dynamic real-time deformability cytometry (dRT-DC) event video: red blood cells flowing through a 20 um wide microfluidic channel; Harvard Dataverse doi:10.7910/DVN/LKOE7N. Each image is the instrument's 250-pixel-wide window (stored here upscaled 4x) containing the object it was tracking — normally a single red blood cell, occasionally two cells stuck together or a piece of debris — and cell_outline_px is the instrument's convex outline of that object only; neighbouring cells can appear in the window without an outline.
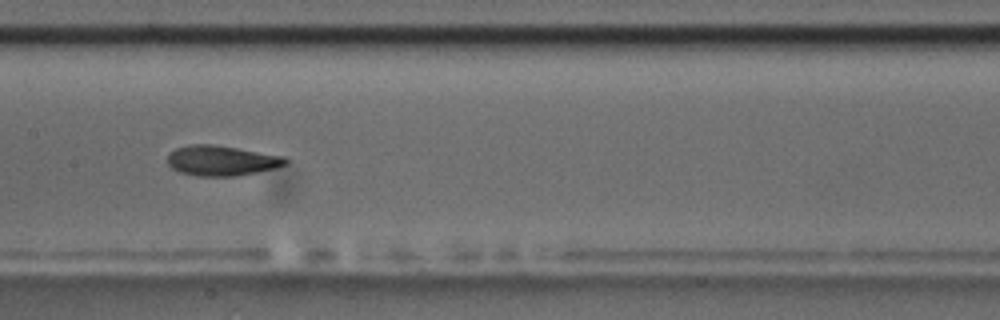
{"species": "common noctule bat (a hibernating species)", "species_latin": "Nyctalus noctula", "temperature_condition": "room temperature", "stored_images_in_passage": 6, "camera_frame_rate_fps": 3000, "um_per_image_px": 0.085, "animal": {"sex": "male", "body_mass_g": 17.5, "forearm_length_mm": 52.3}, "frame": {"image": 1, "passage_image": 4, "time_ms": 3.333, "image_size_px": [1000, 320], "cell_outline_px": [[288, 164], [276, 168], [236, 176], [196, 176], [180, 172], [172, 168], [168, 164], [168, 152], [176, 148], [192, 144], [212, 144], [284, 156], [288, 160]], "centroid_in_image_um": [18.83, 13.65], "position_along_channel_um": 188.6, "area_um2": 20.75}}
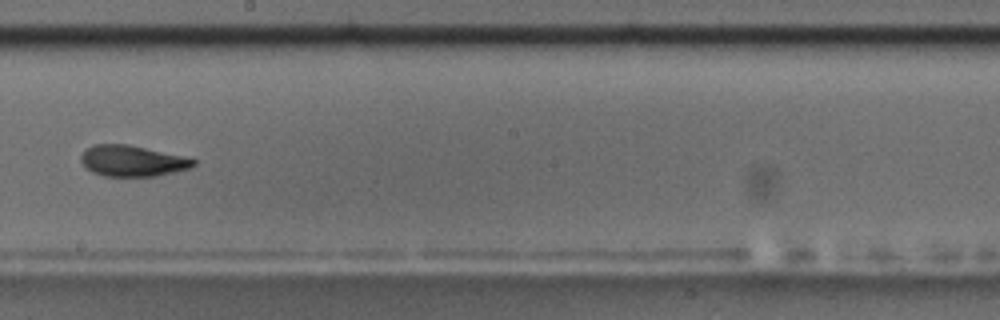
{"frame": {"image": 2, "passage_image": 5, "time_ms": 4.667, "image_size_px": [1000, 320], "cell_outline_px": [[196, 164], [192, 168], [156, 176], [104, 176], [92, 172], [80, 160], [80, 156], [92, 144], [128, 144], [180, 156], [196, 160]], "centroid_in_image_um": [11.24, 13.68], "position_along_channel_um": 237.0, "area_um2": 20.06}}